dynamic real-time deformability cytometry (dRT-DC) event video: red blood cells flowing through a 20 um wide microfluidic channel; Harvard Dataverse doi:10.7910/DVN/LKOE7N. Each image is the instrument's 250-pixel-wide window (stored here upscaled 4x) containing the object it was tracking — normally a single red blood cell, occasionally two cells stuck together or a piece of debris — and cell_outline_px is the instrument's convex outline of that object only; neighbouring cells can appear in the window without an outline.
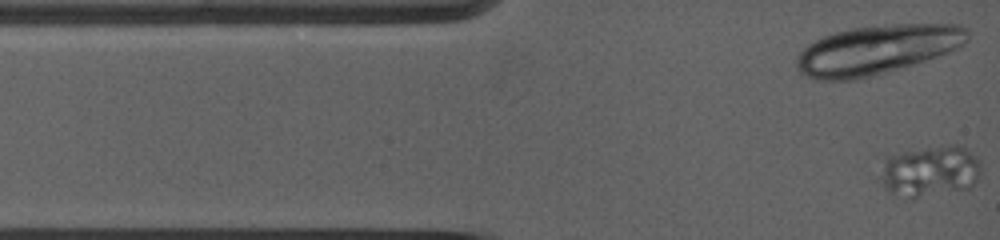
{"species": "common noctule bat (a hibernating species)", "species_latin": "Nyctalus noctula", "temperature_condition": "warm", "stored_images_in_passage": 54, "segment_of_instrument_passage": [1, 2], "camera_frame_rate_fps": 5000, "um_per_image_px": 0.085, "animal": {"sex": "female", "body_mass_g": 19.0, "forearm_length_mm": 53.3}, "frame": {"image": 1, "passage_image": 1, "time_ms": 0.0, "image_size_px": [1000, 240], "cell_outline_px": [[980, 172], [976, 180], [968, 188], [908, 200], [904, 200], [884, 188], [876, 176], [884, 156], [904, 152], [952, 144], [956, 144], [968, 148], [980, 160]], "centroid_in_image_um": [78.97, 14.57], "position_along_channel_um": 6.0, "area_um2": 30.81}}
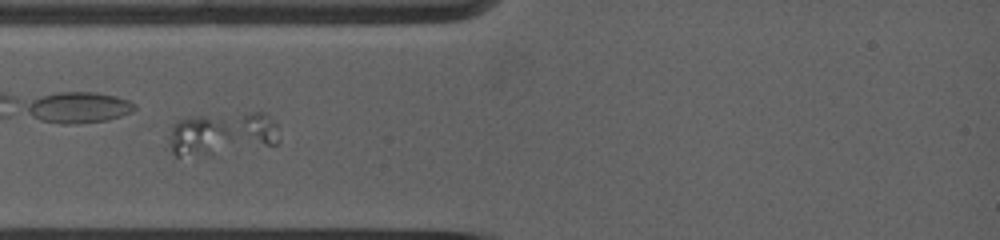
{"frame": {"image": 2, "passage_image": 20, "time_ms": 3.0, "image_size_px": [1000, 240], "cell_outline_px": [[280, 140], [276, 144], [204, 156], [176, 156], [172, 152], [168, 144], [172, 124], [176, 120], [192, 116], [248, 112], [264, 112], [276, 124]], "centroid_in_image_um": [18.85, 11.36], "position_along_channel_um": 66.1, "area_um2": 28.26}}
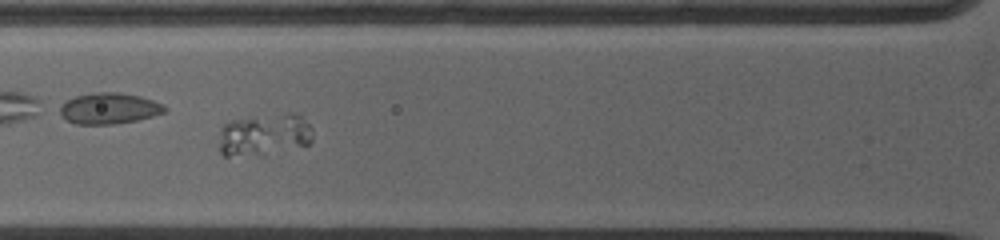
{"frame": {"image": 3, "passage_image": 27, "time_ms": 4.0, "image_size_px": [1000, 240], "cell_outline_px": [[312, 144], [264, 156], [224, 156], [220, 152], [220, 128], [224, 124], [232, 120], [252, 116], [288, 112], [296, 112], [312, 128]], "centroid_in_image_um": [22.49, 11.46], "position_along_channel_um": 103.3, "area_um2": 23.81}}